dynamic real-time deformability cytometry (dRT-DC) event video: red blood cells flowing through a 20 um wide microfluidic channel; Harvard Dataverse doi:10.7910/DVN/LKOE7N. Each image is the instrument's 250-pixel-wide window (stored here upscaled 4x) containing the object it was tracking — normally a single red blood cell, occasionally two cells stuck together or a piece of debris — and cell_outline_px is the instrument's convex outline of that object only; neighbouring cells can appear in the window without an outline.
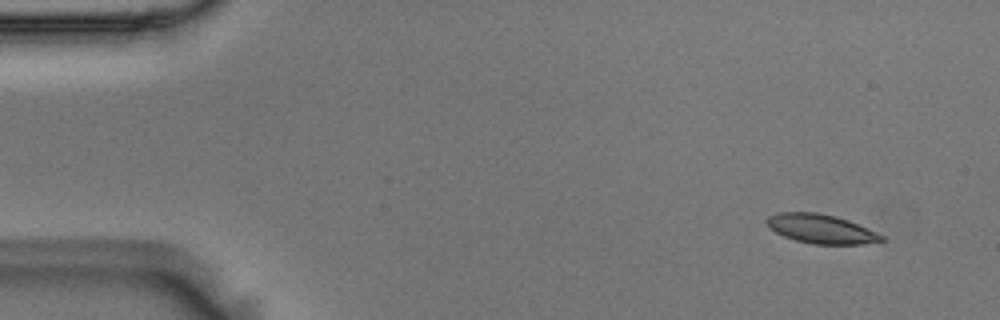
{"species": "Egyptian fruit bat (a non-hibernating species)", "species_latin": "Rousettus aegyptiacus", "temperature_condition": "room temperature", "stored_images_in_passage": 5, "camera_frame_rate_fps": 3000, "um_per_image_px": 0.085, "animal": {"sex": "male"}, "frame": {"image": 1, "passage_image": 1, "time_ms": 0.0, "image_size_px": [1000, 320], "cell_outline_px": [[884, 240], [864, 244], [812, 244], [796, 240], [784, 236], [768, 228], [764, 220], [768, 216], [776, 212], [816, 212], [836, 216], [848, 220], [876, 232], [884, 236]], "centroid_in_image_um": [69.73, 19.44], "position_along_channel_um": 15.3, "area_um2": 19.54}}
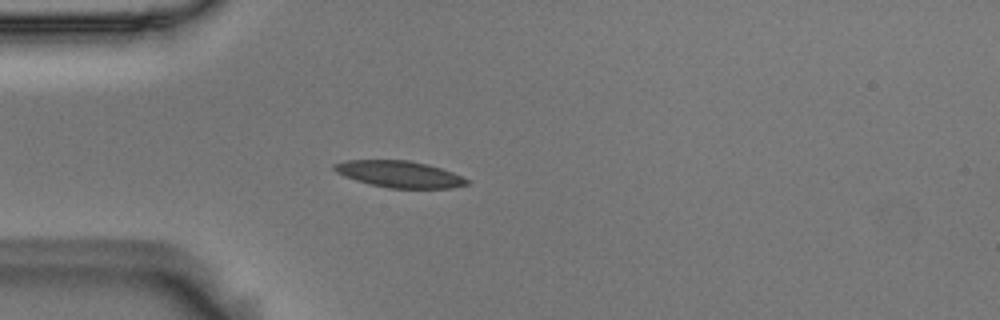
{"frame": {"image": 2, "passage_image": 4, "time_ms": 1.0, "image_size_px": [1000, 320], "cell_outline_px": [[468, 184], [452, 188], [388, 188], [356, 180], [344, 176], [336, 172], [332, 168], [332, 164], [348, 160], [408, 160], [428, 164], [452, 172], [468, 180]], "centroid_in_image_um": [33.92, 14.8], "position_along_channel_um": 51.1, "area_um2": 20.4}}